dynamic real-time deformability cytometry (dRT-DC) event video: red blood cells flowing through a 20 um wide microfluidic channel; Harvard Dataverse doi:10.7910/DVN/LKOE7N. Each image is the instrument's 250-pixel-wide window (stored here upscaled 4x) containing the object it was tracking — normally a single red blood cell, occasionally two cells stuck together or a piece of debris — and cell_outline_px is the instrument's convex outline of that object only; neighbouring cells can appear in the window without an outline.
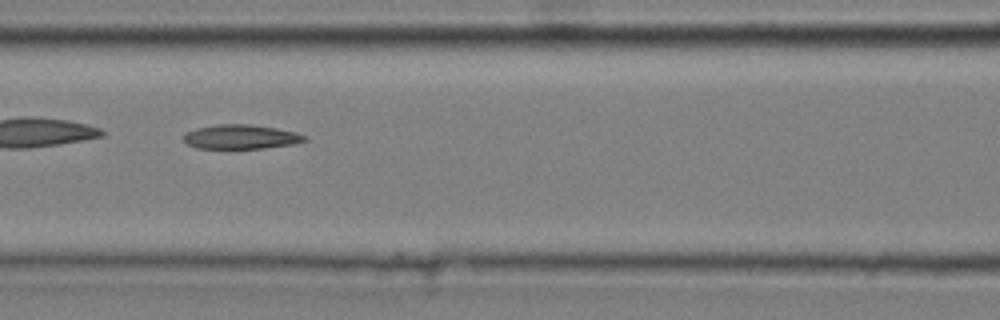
{"species": "common noctule bat (a hibernating species)", "species_latin": "Nyctalus noctula", "temperature_condition": "cold", "stored_images_in_passage": 47, "camera_frame_rate_fps": 3000, "um_per_image_px": 0.085, "animal": {"sex": "male", "body_mass_g": 20.4}, "frame": {"image": 1, "passage_image": 21, "time_ms": 6.667, "image_size_px": [1000, 320], "cell_outline_px": [[308, 140], [292, 144], [264, 148], [196, 148], [188, 144], [184, 140], [184, 132], [196, 128], [216, 124], [252, 124], [276, 128], [296, 132], [308, 136]], "centroid_in_image_um": [20.48, 11.62], "position_along_channel_um": 146.1, "area_um2": 17.22}, "authors_computed_cell_mechanics": {"area_um2": 17.7446, "velocity_mm_per_s": 3.6335, "shape_relaxation_time_tau1_ms": null, "shape_relaxation_time_tau2_ms": 7.4063, "deformation_change_tau1": null, "deformation_change_tau2": 0.1666}}